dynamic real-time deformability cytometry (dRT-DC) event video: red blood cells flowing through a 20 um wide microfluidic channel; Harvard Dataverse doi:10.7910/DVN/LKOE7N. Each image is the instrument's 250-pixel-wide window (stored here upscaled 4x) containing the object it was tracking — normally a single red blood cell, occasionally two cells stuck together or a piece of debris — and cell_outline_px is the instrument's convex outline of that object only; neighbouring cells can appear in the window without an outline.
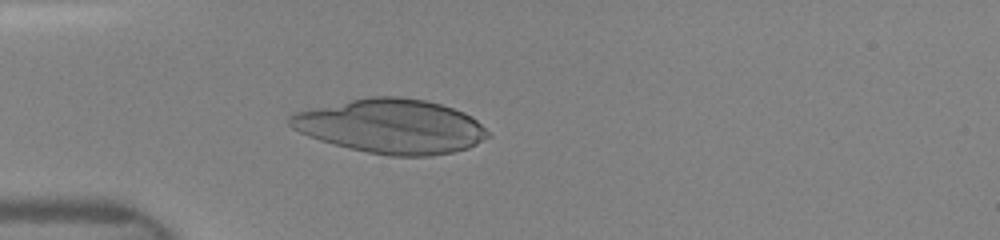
{"species": "human", "species_latin": "Homo sapiens", "temperature_condition": "room temperature", "stored_images_in_passage": 15, "camera_frame_rate_fps": 3000, "um_per_image_px": 0.085, "donor": {"sex": "female"}, "frame": {"image": 1, "passage_image": 7, "time_ms": 4.0, "image_size_px": [1000, 240], "cell_outline_px": [[492, 136], [468, 148], [452, 152], [432, 156], [392, 156], [368, 152], [348, 148], [320, 140], [308, 136], [292, 128], [288, 124], [288, 116], [296, 112], [352, 100], [372, 96], [400, 96], [424, 100], [440, 104], [464, 112], [472, 116]], "centroid_in_image_um": [33.27, 10.74], "position_along_channel_um": 51.7, "area_um2": 62.31}}
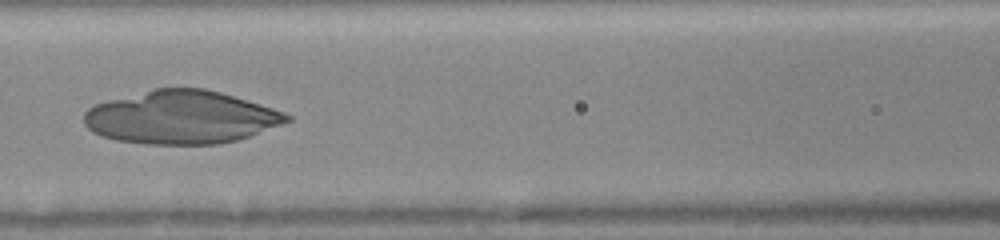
{"frame": {"image": 2, "passage_image": 13, "time_ms": 6.667, "image_size_px": [1000, 240], "cell_outline_px": [[292, 120], [248, 136], [236, 140], [220, 144], [148, 144], [116, 140], [92, 132], [84, 124], [84, 112], [88, 108], [96, 104], [108, 100], [156, 88], [204, 88], [220, 92], [272, 108], [284, 112], [292, 116]], "centroid_in_image_um": [15.37, 9.97], "position_along_channel_um": 151.2, "area_um2": 62.42}}